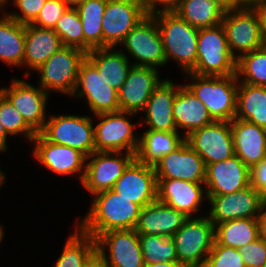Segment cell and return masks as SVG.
Returning <instances> with one entry per match:
<instances>
[{
  "mask_svg": "<svg viewBox=\"0 0 266 267\" xmlns=\"http://www.w3.org/2000/svg\"><path fill=\"white\" fill-rule=\"evenodd\" d=\"M162 81L158 69L132 66L125 83L118 91L120 111L137 114L144 110L151 94Z\"/></svg>",
  "mask_w": 266,
  "mask_h": 267,
  "instance_id": "21",
  "label": "cell"
},
{
  "mask_svg": "<svg viewBox=\"0 0 266 267\" xmlns=\"http://www.w3.org/2000/svg\"><path fill=\"white\" fill-rule=\"evenodd\" d=\"M0 123L7 135L25 134L32 142L36 132L25 122L22 115L15 109L9 100L0 92Z\"/></svg>",
  "mask_w": 266,
  "mask_h": 267,
  "instance_id": "40",
  "label": "cell"
},
{
  "mask_svg": "<svg viewBox=\"0 0 266 267\" xmlns=\"http://www.w3.org/2000/svg\"><path fill=\"white\" fill-rule=\"evenodd\" d=\"M90 210L77 227L95 240L110 230L135 229L141 207L107 190L93 195Z\"/></svg>",
  "mask_w": 266,
  "mask_h": 267,
  "instance_id": "1",
  "label": "cell"
},
{
  "mask_svg": "<svg viewBox=\"0 0 266 267\" xmlns=\"http://www.w3.org/2000/svg\"><path fill=\"white\" fill-rule=\"evenodd\" d=\"M71 8H76L78 5L82 4L85 0H62Z\"/></svg>",
  "mask_w": 266,
  "mask_h": 267,
  "instance_id": "54",
  "label": "cell"
},
{
  "mask_svg": "<svg viewBox=\"0 0 266 267\" xmlns=\"http://www.w3.org/2000/svg\"><path fill=\"white\" fill-rule=\"evenodd\" d=\"M139 242L145 264L178 261L172 237L139 234Z\"/></svg>",
  "mask_w": 266,
  "mask_h": 267,
  "instance_id": "38",
  "label": "cell"
},
{
  "mask_svg": "<svg viewBox=\"0 0 266 267\" xmlns=\"http://www.w3.org/2000/svg\"><path fill=\"white\" fill-rule=\"evenodd\" d=\"M53 30L58 34L64 46L84 50L82 22L76 8L69 7L57 21Z\"/></svg>",
  "mask_w": 266,
  "mask_h": 267,
  "instance_id": "39",
  "label": "cell"
},
{
  "mask_svg": "<svg viewBox=\"0 0 266 267\" xmlns=\"http://www.w3.org/2000/svg\"><path fill=\"white\" fill-rule=\"evenodd\" d=\"M32 144H35L33 157L45 169L62 176L81 173L80 183L82 182L87 160L82 152L66 145L49 142L40 133L32 139Z\"/></svg>",
  "mask_w": 266,
  "mask_h": 267,
  "instance_id": "18",
  "label": "cell"
},
{
  "mask_svg": "<svg viewBox=\"0 0 266 267\" xmlns=\"http://www.w3.org/2000/svg\"><path fill=\"white\" fill-rule=\"evenodd\" d=\"M203 267H246L236 248L218 245L215 241Z\"/></svg>",
  "mask_w": 266,
  "mask_h": 267,
  "instance_id": "41",
  "label": "cell"
},
{
  "mask_svg": "<svg viewBox=\"0 0 266 267\" xmlns=\"http://www.w3.org/2000/svg\"><path fill=\"white\" fill-rule=\"evenodd\" d=\"M67 238L61 255L54 267H84L86 261L97 250V242L76 227Z\"/></svg>",
  "mask_w": 266,
  "mask_h": 267,
  "instance_id": "36",
  "label": "cell"
},
{
  "mask_svg": "<svg viewBox=\"0 0 266 267\" xmlns=\"http://www.w3.org/2000/svg\"><path fill=\"white\" fill-rule=\"evenodd\" d=\"M141 208L157 200V177L153 166L134 159L114 183L112 189Z\"/></svg>",
  "mask_w": 266,
  "mask_h": 267,
  "instance_id": "19",
  "label": "cell"
},
{
  "mask_svg": "<svg viewBox=\"0 0 266 267\" xmlns=\"http://www.w3.org/2000/svg\"><path fill=\"white\" fill-rule=\"evenodd\" d=\"M96 242L97 250L110 267H145L139 234L135 229L110 230L102 233Z\"/></svg>",
  "mask_w": 266,
  "mask_h": 267,
  "instance_id": "17",
  "label": "cell"
},
{
  "mask_svg": "<svg viewBox=\"0 0 266 267\" xmlns=\"http://www.w3.org/2000/svg\"><path fill=\"white\" fill-rule=\"evenodd\" d=\"M8 2H9V0H0V13H2L1 11L5 7V5H7Z\"/></svg>",
  "mask_w": 266,
  "mask_h": 267,
  "instance_id": "56",
  "label": "cell"
},
{
  "mask_svg": "<svg viewBox=\"0 0 266 267\" xmlns=\"http://www.w3.org/2000/svg\"><path fill=\"white\" fill-rule=\"evenodd\" d=\"M230 124L235 155L250 169L266 157V129L237 118Z\"/></svg>",
  "mask_w": 266,
  "mask_h": 267,
  "instance_id": "26",
  "label": "cell"
},
{
  "mask_svg": "<svg viewBox=\"0 0 266 267\" xmlns=\"http://www.w3.org/2000/svg\"><path fill=\"white\" fill-rule=\"evenodd\" d=\"M69 6L62 0H46L37 18L31 23L40 28L54 29L57 21Z\"/></svg>",
  "mask_w": 266,
  "mask_h": 267,
  "instance_id": "42",
  "label": "cell"
},
{
  "mask_svg": "<svg viewBox=\"0 0 266 267\" xmlns=\"http://www.w3.org/2000/svg\"><path fill=\"white\" fill-rule=\"evenodd\" d=\"M3 237H4L3 227L0 225V244L3 240Z\"/></svg>",
  "mask_w": 266,
  "mask_h": 267,
  "instance_id": "57",
  "label": "cell"
},
{
  "mask_svg": "<svg viewBox=\"0 0 266 267\" xmlns=\"http://www.w3.org/2000/svg\"><path fill=\"white\" fill-rule=\"evenodd\" d=\"M192 83L185 84L192 93L206 106L214 121L231 122L237 110L236 75L225 77L203 76L185 73Z\"/></svg>",
  "mask_w": 266,
  "mask_h": 267,
  "instance_id": "3",
  "label": "cell"
},
{
  "mask_svg": "<svg viewBox=\"0 0 266 267\" xmlns=\"http://www.w3.org/2000/svg\"><path fill=\"white\" fill-rule=\"evenodd\" d=\"M146 16L141 0H107L102 18L103 48L120 45Z\"/></svg>",
  "mask_w": 266,
  "mask_h": 267,
  "instance_id": "15",
  "label": "cell"
},
{
  "mask_svg": "<svg viewBox=\"0 0 266 267\" xmlns=\"http://www.w3.org/2000/svg\"><path fill=\"white\" fill-rule=\"evenodd\" d=\"M245 1V7L252 6L256 7L260 4L266 3V0H244Z\"/></svg>",
  "mask_w": 266,
  "mask_h": 267,
  "instance_id": "53",
  "label": "cell"
},
{
  "mask_svg": "<svg viewBox=\"0 0 266 267\" xmlns=\"http://www.w3.org/2000/svg\"><path fill=\"white\" fill-rule=\"evenodd\" d=\"M152 16L158 24L167 63L175 61L184 73L190 72L197 63L199 29L184 21L174 11Z\"/></svg>",
  "mask_w": 266,
  "mask_h": 267,
  "instance_id": "2",
  "label": "cell"
},
{
  "mask_svg": "<svg viewBox=\"0 0 266 267\" xmlns=\"http://www.w3.org/2000/svg\"><path fill=\"white\" fill-rule=\"evenodd\" d=\"M120 46L126 48L133 66L158 69L167 64L162 37L156 19L152 15L143 18L125 37Z\"/></svg>",
  "mask_w": 266,
  "mask_h": 267,
  "instance_id": "10",
  "label": "cell"
},
{
  "mask_svg": "<svg viewBox=\"0 0 266 267\" xmlns=\"http://www.w3.org/2000/svg\"><path fill=\"white\" fill-rule=\"evenodd\" d=\"M211 209L207 212L214 224L241 218H256L261 205L266 201L251 185L234 193L207 195Z\"/></svg>",
  "mask_w": 266,
  "mask_h": 267,
  "instance_id": "16",
  "label": "cell"
},
{
  "mask_svg": "<svg viewBox=\"0 0 266 267\" xmlns=\"http://www.w3.org/2000/svg\"><path fill=\"white\" fill-rule=\"evenodd\" d=\"M136 114L126 111L97 114L99 120L94 126L95 151H121L136 154L139 145V135H135L129 119Z\"/></svg>",
  "mask_w": 266,
  "mask_h": 267,
  "instance_id": "9",
  "label": "cell"
},
{
  "mask_svg": "<svg viewBox=\"0 0 266 267\" xmlns=\"http://www.w3.org/2000/svg\"><path fill=\"white\" fill-rule=\"evenodd\" d=\"M236 76L238 82L266 86V45L237 58Z\"/></svg>",
  "mask_w": 266,
  "mask_h": 267,
  "instance_id": "37",
  "label": "cell"
},
{
  "mask_svg": "<svg viewBox=\"0 0 266 267\" xmlns=\"http://www.w3.org/2000/svg\"><path fill=\"white\" fill-rule=\"evenodd\" d=\"M71 96L86 99L89 111L94 115L120 111L118 91L107 84L87 59L80 65Z\"/></svg>",
  "mask_w": 266,
  "mask_h": 267,
  "instance_id": "12",
  "label": "cell"
},
{
  "mask_svg": "<svg viewBox=\"0 0 266 267\" xmlns=\"http://www.w3.org/2000/svg\"><path fill=\"white\" fill-rule=\"evenodd\" d=\"M260 12L262 20V35L266 45V3L256 6Z\"/></svg>",
  "mask_w": 266,
  "mask_h": 267,
  "instance_id": "50",
  "label": "cell"
},
{
  "mask_svg": "<svg viewBox=\"0 0 266 267\" xmlns=\"http://www.w3.org/2000/svg\"><path fill=\"white\" fill-rule=\"evenodd\" d=\"M86 59L82 49L64 46L54 53L36 72L40 75L39 86L46 92L72 95L81 63Z\"/></svg>",
  "mask_w": 266,
  "mask_h": 267,
  "instance_id": "7",
  "label": "cell"
},
{
  "mask_svg": "<svg viewBox=\"0 0 266 267\" xmlns=\"http://www.w3.org/2000/svg\"><path fill=\"white\" fill-rule=\"evenodd\" d=\"M185 141L200 155L205 165L235 155L230 122L214 121L191 132Z\"/></svg>",
  "mask_w": 266,
  "mask_h": 267,
  "instance_id": "13",
  "label": "cell"
},
{
  "mask_svg": "<svg viewBox=\"0 0 266 267\" xmlns=\"http://www.w3.org/2000/svg\"><path fill=\"white\" fill-rule=\"evenodd\" d=\"M180 0H141L146 15L175 11ZM160 5V6H159ZM158 6L160 8H158Z\"/></svg>",
  "mask_w": 266,
  "mask_h": 267,
  "instance_id": "46",
  "label": "cell"
},
{
  "mask_svg": "<svg viewBox=\"0 0 266 267\" xmlns=\"http://www.w3.org/2000/svg\"><path fill=\"white\" fill-rule=\"evenodd\" d=\"M154 170L157 179H182L205 183V162L186 141L175 151L162 157L155 164Z\"/></svg>",
  "mask_w": 266,
  "mask_h": 267,
  "instance_id": "20",
  "label": "cell"
},
{
  "mask_svg": "<svg viewBox=\"0 0 266 267\" xmlns=\"http://www.w3.org/2000/svg\"><path fill=\"white\" fill-rule=\"evenodd\" d=\"M226 8L216 0H180L174 11L197 29L221 24Z\"/></svg>",
  "mask_w": 266,
  "mask_h": 267,
  "instance_id": "33",
  "label": "cell"
},
{
  "mask_svg": "<svg viewBox=\"0 0 266 267\" xmlns=\"http://www.w3.org/2000/svg\"><path fill=\"white\" fill-rule=\"evenodd\" d=\"M169 78L155 88L144 108L147 130L179 132L174 122L173 102L179 89Z\"/></svg>",
  "mask_w": 266,
  "mask_h": 267,
  "instance_id": "24",
  "label": "cell"
},
{
  "mask_svg": "<svg viewBox=\"0 0 266 267\" xmlns=\"http://www.w3.org/2000/svg\"><path fill=\"white\" fill-rule=\"evenodd\" d=\"M39 133L47 141L76 149L86 157L95 152L91 116L50 115Z\"/></svg>",
  "mask_w": 266,
  "mask_h": 267,
  "instance_id": "8",
  "label": "cell"
},
{
  "mask_svg": "<svg viewBox=\"0 0 266 267\" xmlns=\"http://www.w3.org/2000/svg\"><path fill=\"white\" fill-rule=\"evenodd\" d=\"M258 237L256 218H241L214 226V239L218 245L239 249Z\"/></svg>",
  "mask_w": 266,
  "mask_h": 267,
  "instance_id": "34",
  "label": "cell"
},
{
  "mask_svg": "<svg viewBox=\"0 0 266 267\" xmlns=\"http://www.w3.org/2000/svg\"><path fill=\"white\" fill-rule=\"evenodd\" d=\"M114 47L95 48L86 53V59L97 69L107 84L119 91L133 66L127 53ZM121 50V51H120Z\"/></svg>",
  "mask_w": 266,
  "mask_h": 267,
  "instance_id": "29",
  "label": "cell"
},
{
  "mask_svg": "<svg viewBox=\"0 0 266 267\" xmlns=\"http://www.w3.org/2000/svg\"><path fill=\"white\" fill-rule=\"evenodd\" d=\"M7 137L5 130L3 129L2 124L0 123V152H5V150H8L7 147Z\"/></svg>",
  "mask_w": 266,
  "mask_h": 267,
  "instance_id": "52",
  "label": "cell"
},
{
  "mask_svg": "<svg viewBox=\"0 0 266 267\" xmlns=\"http://www.w3.org/2000/svg\"><path fill=\"white\" fill-rule=\"evenodd\" d=\"M238 250L246 267L266 266V243L262 239L257 238Z\"/></svg>",
  "mask_w": 266,
  "mask_h": 267,
  "instance_id": "44",
  "label": "cell"
},
{
  "mask_svg": "<svg viewBox=\"0 0 266 267\" xmlns=\"http://www.w3.org/2000/svg\"><path fill=\"white\" fill-rule=\"evenodd\" d=\"M187 218L182 212L156 200L141 208L135 231L138 234L172 237Z\"/></svg>",
  "mask_w": 266,
  "mask_h": 267,
  "instance_id": "25",
  "label": "cell"
},
{
  "mask_svg": "<svg viewBox=\"0 0 266 267\" xmlns=\"http://www.w3.org/2000/svg\"><path fill=\"white\" fill-rule=\"evenodd\" d=\"M179 132L146 130L139 137L135 159L142 164L155 166L165 155L175 151L185 142Z\"/></svg>",
  "mask_w": 266,
  "mask_h": 267,
  "instance_id": "30",
  "label": "cell"
},
{
  "mask_svg": "<svg viewBox=\"0 0 266 267\" xmlns=\"http://www.w3.org/2000/svg\"><path fill=\"white\" fill-rule=\"evenodd\" d=\"M145 267H188V266L183 265L178 261H169L162 263L145 264Z\"/></svg>",
  "mask_w": 266,
  "mask_h": 267,
  "instance_id": "51",
  "label": "cell"
},
{
  "mask_svg": "<svg viewBox=\"0 0 266 267\" xmlns=\"http://www.w3.org/2000/svg\"><path fill=\"white\" fill-rule=\"evenodd\" d=\"M250 185L266 200V157L249 169Z\"/></svg>",
  "mask_w": 266,
  "mask_h": 267,
  "instance_id": "45",
  "label": "cell"
},
{
  "mask_svg": "<svg viewBox=\"0 0 266 267\" xmlns=\"http://www.w3.org/2000/svg\"><path fill=\"white\" fill-rule=\"evenodd\" d=\"M134 159L135 154L130 152L95 151L87 157L85 174L81 184L92 196L110 190Z\"/></svg>",
  "mask_w": 266,
  "mask_h": 267,
  "instance_id": "11",
  "label": "cell"
},
{
  "mask_svg": "<svg viewBox=\"0 0 266 267\" xmlns=\"http://www.w3.org/2000/svg\"><path fill=\"white\" fill-rule=\"evenodd\" d=\"M178 262L188 267H203L214 239V224L208 216L189 217L172 236Z\"/></svg>",
  "mask_w": 266,
  "mask_h": 267,
  "instance_id": "6",
  "label": "cell"
},
{
  "mask_svg": "<svg viewBox=\"0 0 266 267\" xmlns=\"http://www.w3.org/2000/svg\"><path fill=\"white\" fill-rule=\"evenodd\" d=\"M236 62L222 24L199 29L197 63L190 73L219 77L236 75Z\"/></svg>",
  "mask_w": 266,
  "mask_h": 267,
  "instance_id": "4",
  "label": "cell"
},
{
  "mask_svg": "<svg viewBox=\"0 0 266 267\" xmlns=\"http://www.w3.org/2000/svg\"><path fill=\"white\" fill-rule=\"evenodd\" d=\"M64 47L62 40L53 29L25 25V52L23 67L36 71L54 53Z\"/></svg>",
  "mask_w": 266,
  "mask_h": 267,
  "instance_id": "28",
  "label": "cell"
},
{
  "mask_svg": "<svg viewBox=\"0 0 266 267\" xmlns=\"http://www.w3.org/2000/svg\"><path fill=\"white\" fill-rule=\"evenodd\" d=\"M203 185L182 179H157V200L188 218L194 217L193 214L200 210L202 199L208 198Z\"/></svg>",
  "mask_w": 266,
  "mask_h": 267,
  "instance_id": "23",
  "label": "cell"
},
{
  "mask_svg": "<svg viewBox=\"0 0 266 267\" xmlns=\"http://www.w3.org/2000/svg\"><path fill=\"white\" fill-rule=\"evenodd\" d=\"M235 118L266 129V86L238 83Z\"/></svg>",
  "mask_w": 266,
  "mask_h": 267,
  "instance_id": "32",
  "label": "cell"
},
{
  "mask_svg": "<svg viewBox=\"0 0 266 267\" xmlns=\"http://www.w3.org/2000/svg\"><path fill=\"white\" fill-rule=\"evenodd\" d=\"M226 9L245 8L244 0H216Z\"/></svg>",
  "mask_w": 266,
  "mask_h": 267,
  "instance_id": "49",
  "label": "cell"
},
{
  "mask_svg": "<svg viewBox=\"0 0 266 267\" xmlns=\"http://www.w3.org/2000/svg\"><path fill=\"white\" fill-rule=\"evenodd\" d=\"M0 92L9 100L22 115L25 122L39 133L47 121L46 107L49 93L39 85L34 87L30 83L15 79L9 87L0 88Z\"/></svg>",
  "mask_w": 266,
  "mask_h": 267,
  "instance_id": "14",
  "label": "cell"
},
{
  "mask_svg": "<svg viewBox=\"0 0 266 267\" xmlns=\"http://www.w3.org/2000/svg\"><path fill=\"white\" fill-rule=\"evenodd\" d=\"M45 2L46 0H13V5L20 10V14L16 12L6 14L21 24H31L37 18Z\"/></svg>",
  "mask_w": 266,
  "mask_h": 267,
  "instance_id": "43",
  "label": "cell"
},
{
  "mask_svg": "<svg viewBox=\"0 0 266 267\" xmlns=\"http://www.w3.org/2000/svg\"><path fill=\"white\" fill-rule=\"evenodd\" d=\"M107 0H85L76 7L84 34V51L103 48L102 18Z\"/></svg>",
  "mask_w": 266,
  "mask_h": 267,
  "instance_id": "35",
  "label": "cell"
},
{
  "mask_svg": "<svg viewBox=\"0 0 266 267\" xmlns=\"http://www.w3.org/2000/svg\"><path fill=\"white\" fill-rule=\"evenodd\" d=\"M5 178H6L5 172H2L0 167V187H2V185L6 182Z\"/></svg>",
  "mask_w": 266,
  "mask_h": 267,
  "instance_id": "55",
  "label": "cell"
},
{
  "mask_svg": "<svg viewBox=\"0 0 266 267\" xmlns=\"http://www.w3.org/2000/svg\"><path fill=\"white\" fill-rule=\"evenodd\" d=\"M249 185V168L236 155L229 159L206 165L204 186L207 195L230 194Z\"/></svg>",
  "mask_w": 266,
  "mask_h": 267,
  "instance_id": "22",
  "label": "cell"
},
{
  "mask_svg": "<svg viewBox=\"0 0 266 267\" xmlns=\"http://www.w3.org/2000/svg\"><path fill=\"white\" fill-rule=\"evenodd\" d=\"M173 116L177 131L183 129L185 138L191 132L214 122L206 106L185 84H179L173 102Z\"/></svg>",
  "mask_w": 266,
  "mask_h": 267,
  "instance_id": "27",
  "label": "cell"
},
{
  "mask_svg": "<svg viewBox=\"0 0 266 267\" xmlns=\"http://www.w3.org/2000/svg\"><path fill=\"white\" fill-rule=\"evenodd\" d=\"M84 267H110L103 255L96 250L86 261Z\"/></svg>",
  "mask_w": 266,
  "mask_h": 267,
  "instance_id": "48",
  "label": "cell"
},
{
  "mask_svg": "<svg viewBox=\"0 0 266 267\" xmlns=\"http://www.w3.org/2000/svg\"><path fill=\"white\" fill-rule=\"evenodd\" d=\"M0 18V61L10 66H23L25 25L9 17L2 10Z\"/></svg>",
  "mask_w": 266,
  "mask_h": 267,
  "instance_id": "31",
  "label": "cell"
},
{
  "mask_svg": "<svg viewBox=\"0 0 266 267\" xmlns=\"http://www.w3.org/2000/svg\"><path fill=\"white\" fill-rule=\"evenodd\" d=\"M258 237L266 243V201L261 205L256 217Z\"/></svg>",
  "mask_w": 266,
  "mask_h": 267,
  "instance_id": "47",
  "label": "cell"
},
{
  "mask_svg": "<svg viewBox=\"0 0 266 267\" xmlns=\"http://www.w3.org/2000/svg\"><path fill=\"white\" fill-rule=\"evenodd\" d=\"M221 24L229 50L236 59L265 45L261 15L257 7L226 9Z\"/></svg>",
  "mask_w": 266,
  "mask_h": 267,
  "instance_id": "5",
  "label": "cell"
}]
</instances>
